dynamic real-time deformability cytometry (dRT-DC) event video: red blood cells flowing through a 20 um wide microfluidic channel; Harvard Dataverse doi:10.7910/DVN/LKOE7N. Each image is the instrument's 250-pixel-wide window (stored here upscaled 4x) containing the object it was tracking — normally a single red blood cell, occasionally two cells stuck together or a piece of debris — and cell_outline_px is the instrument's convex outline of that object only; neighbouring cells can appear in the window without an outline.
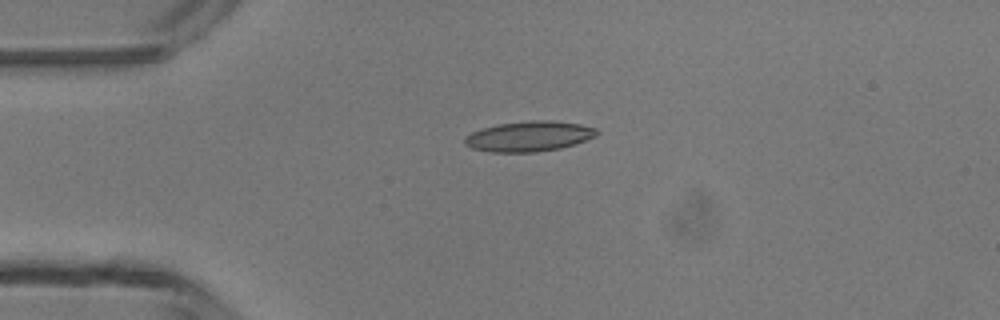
{"species": "common noctule bat (a hibernating species)", "species_latin": "Nyctalus noctula", "temperature_condition": "room temperature", "stored_images_in_passage": 7, "camera_frame_rate_fps": 3000, "um_per_image_px": 0.085, "animal": {"sex": "male", "body_mass_g": 13.3}, "frame": {"image": 1, "passage_image": 4, "time_ms": 3.333, "image_size_px": [1000, 320], "cell_outline_px": [[600, 132], [596, 136], [560, 148], [536, 152], [488, 152], [472, 148], [464, 144], [464, 136], [472, 132], [496, 124], [532, 120], [548, 120], [580, 124], [596, 128]], "centroid_in_image_um": [44.94, 11.58], "position_along_channel_um": 40.1, "area_um2": 23.24}}
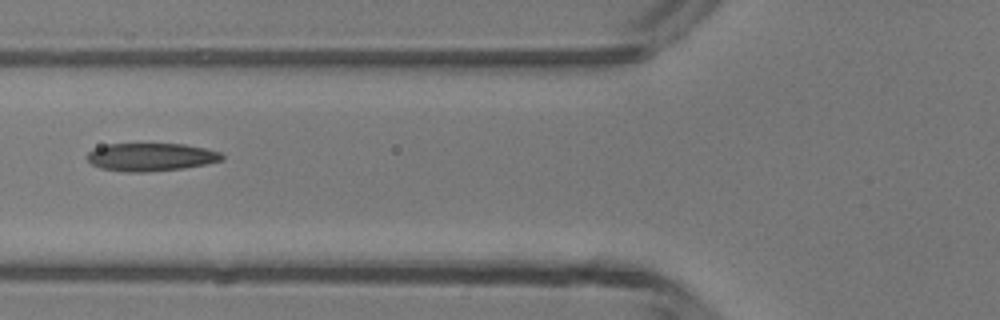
{"frame": {"image": 2, "passage_image": 6, "time_ms": 5.667, "image_size_px": [1000, 320], "cell_outline_px": [[224, 160], [184, 168], [144, 172], [128, 172], [100, 168], [92, 164], [88, 160], [88, 152], [96, 148], [108, 144], [184, 144], [204, 148], [220, 152], [224, 156]], "centroid_in_image_um": [12.84, 13.35], "position_along_channel_um": 113.0, "area_um2": 21.79}}
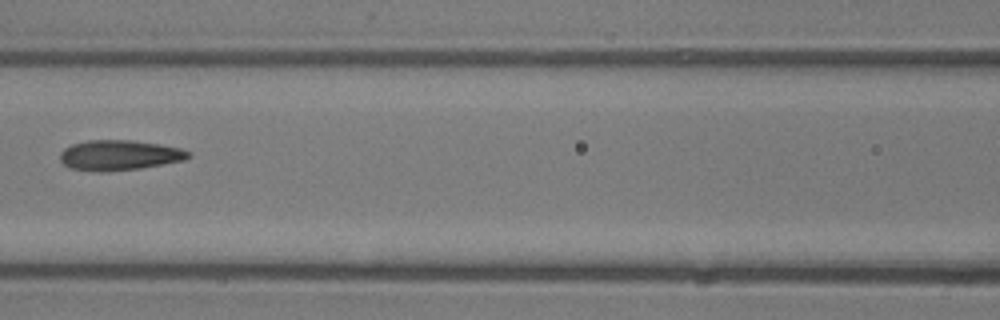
{"frame": {"image": 3, "passage_image": 7, "time_ms": 6.667, "image_size_px": [1000, 320], "cell_outline_px": [[192, 156], [184, 160], [140, 168], [100, 172], [72, 168], [64, 164], [60, 160], [60, 152], [64, 148], [72, 144], [88, 140], [132, 140], [160, 144], [180, 148], [192, 152]], "centroid_in_image_um": [10.16, 13.18], "position_along_channel_um": 156.4, "area_um2": 22.54}}